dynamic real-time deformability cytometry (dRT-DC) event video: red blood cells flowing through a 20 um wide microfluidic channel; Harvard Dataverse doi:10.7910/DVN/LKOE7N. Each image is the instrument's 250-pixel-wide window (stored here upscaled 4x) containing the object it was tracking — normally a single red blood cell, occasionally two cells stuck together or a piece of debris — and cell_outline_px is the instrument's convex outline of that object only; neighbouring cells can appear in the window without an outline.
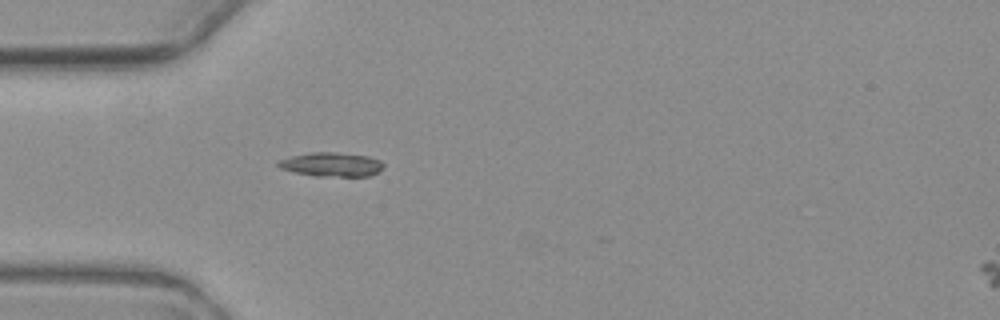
{"species": "common noctule bat (a hibernating species)", "species_latin": "Nyctalus noctula", "temperature_condition": "warm", "stored_images_in_passage": 1, "camera_frame_rate_fps": 3000, "um_per_image_px": 0.085, "animal": {"sex": "female", "body_mass_g": 19.3, "forearm_length_mm": 54.1}, "frame": {"image": 1, "passage_image": 1, "time_ms": 0.0, "image_size_px": [1000, 320], "cell_outline_px": [[384, 168], [368, 176], [316, 176], [296, 172], [280, 168], [276, 164], [280, 160], [292, 156], [312, 152], [336, 152], [368, 156], [380, 160], [384, 164]], "centroid_in_image_um": [28.2, 13.97], "position_along_channel_um": 56.8, "area_um2": 14.62}}